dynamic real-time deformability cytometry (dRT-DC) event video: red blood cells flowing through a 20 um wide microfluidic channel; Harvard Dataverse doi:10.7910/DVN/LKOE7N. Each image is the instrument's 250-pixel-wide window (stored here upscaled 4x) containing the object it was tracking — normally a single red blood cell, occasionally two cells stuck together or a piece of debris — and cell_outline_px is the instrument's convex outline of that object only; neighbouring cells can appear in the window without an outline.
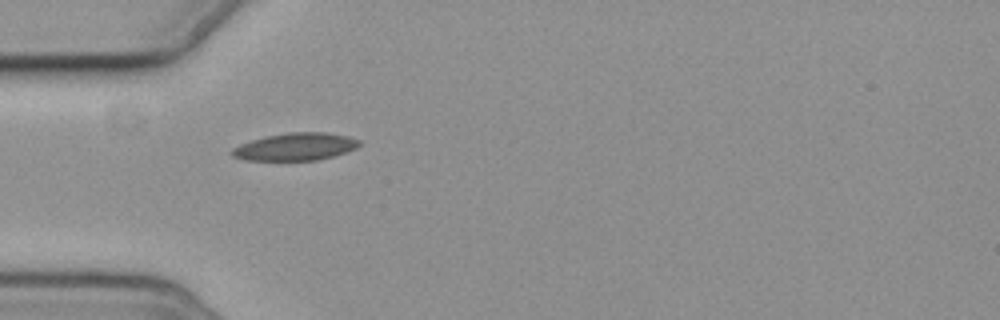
{"species": "common noctule bat (a hibernating species)", "species_latin": "Nyctalus noctula", "temperature_condition": "cold", "stored_images_in_passage": 2, "camera_frame_rate_fps": 3000, "um_per_image_px": 0.085, "animal": {"sex": "female", "body_mass_g": 19.3, "forearm_length_mm": 54.1}, "frame": {"image": 1, "passage_image": 1, "time_ms": 0.0, "image_size_px": [1000, 320], "cell_outline_px": [[360, 144], [356, 148], [348, 152], [316, 160], [244, 160], [232, 156], [228, 152], [232, 148], [240, 144], [264, 136], [288, 132], [328, 132], [348, 136], [360, 140]], "centroid_in_image_um": [25.09, 12.46], "position_along_channel_um": 59.9, "area_um2": 20.58}}
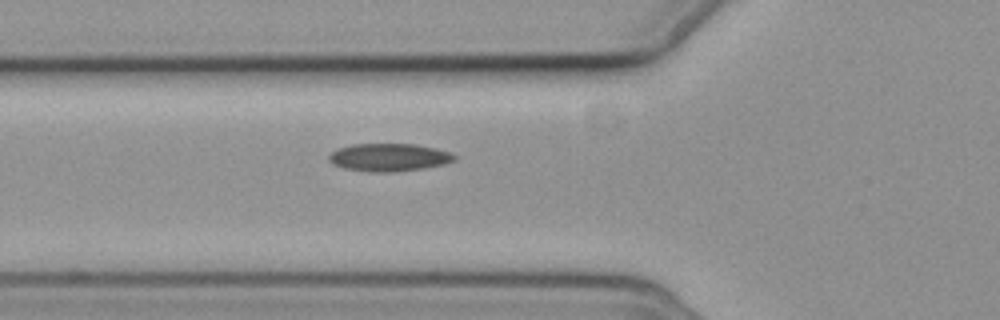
{"frame": {"image": 2, "passage_image": 2, "time_ms": 1.0, "image_size_px": [1000, 320], "cell_outline_px": [[456, 160], [444, 164], [424, 168], [392, 172], [368, 172], [344, 168], [332, 164], [328, 160], [328, 156], [332, 152], [340, 148], [352, 144], [416, 144], [436, 148], [448, 152], [456, 156]], "centroid_in_image_um": [33.05, 13.38], "position_along_channel_um": 92.7, "area_um2": 20.35}}